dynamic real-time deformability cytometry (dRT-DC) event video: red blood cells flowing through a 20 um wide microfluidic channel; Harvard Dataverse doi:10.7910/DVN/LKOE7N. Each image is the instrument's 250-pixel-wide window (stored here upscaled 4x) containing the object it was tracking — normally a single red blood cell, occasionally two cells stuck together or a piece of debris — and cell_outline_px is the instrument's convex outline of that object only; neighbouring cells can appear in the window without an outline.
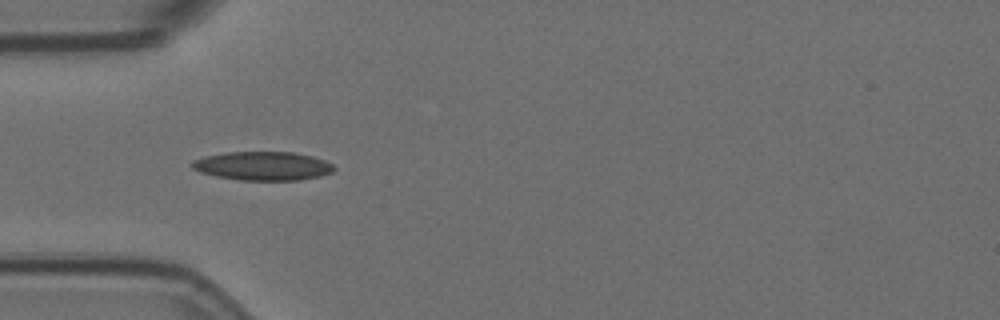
{"species": "Egyptian fruit bat (a non-hibernating species)", "species_latin": "Rousettus aegyptiacus", "temperature_condition": "room temperature", "stored_images_in_passage": 4, "camera_frame_rate_fps": 3000, "um_per_image_px": 0.085, "animal": {"sex": "female"}, "frame": {"image": 1, "passage_image": 4, "time_ms": 1.0, "image_size_px": [1000, 320], "cell_outline_px": [[336, 168], [332, 172], [320, 176], [300, 180], [240, 180], [216, 176], [200, 172], [192, 168], [192, 160], [204, 156], [224, 152], [296, 152], [312, 156], [324, 160], [332, 164]], "centroid_in_image_um": [22.34, 14.1], "position_along_channel_um": 62.7, "area_um2": 23.87}}